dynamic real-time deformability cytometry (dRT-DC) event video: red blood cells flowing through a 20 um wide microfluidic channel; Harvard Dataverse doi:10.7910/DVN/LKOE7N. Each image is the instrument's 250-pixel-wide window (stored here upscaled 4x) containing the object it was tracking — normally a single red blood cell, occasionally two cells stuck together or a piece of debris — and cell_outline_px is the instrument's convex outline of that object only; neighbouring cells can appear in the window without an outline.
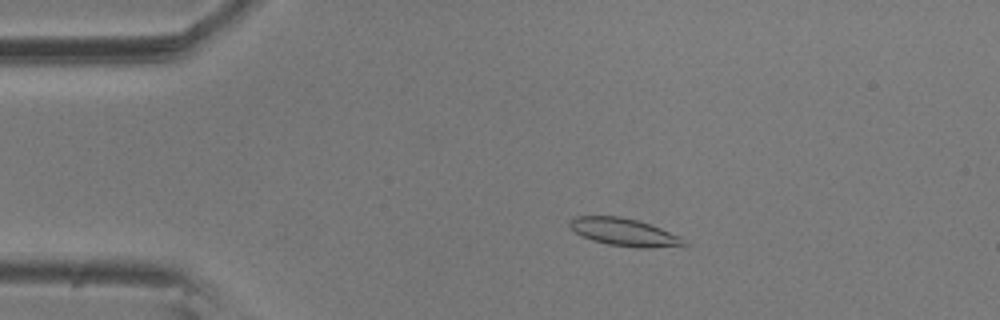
{"species": "common noctule bat (a hibernating species)", "species_latin": "Nyctalus noctula", "temperature_condition": "room temperature", "stored_images_in_passage": 6, "camera_frame_rate_fps": 3000, "um_per_image_px": 0.085, "animal": {"sex": "male", "body_mass_g": 20.5, "forearm_length_mm": 52.5}, "frame": {"image": 1, "passage_image": 4, "time_ms": 1.0, "image_size_px": [1000, 320], "cell_outline_px": [[688, 244], [652, 248], [636, 248], [608, 244], [592, 240], [580, 236], [568, 224], [568, 220], [576, 216], [620, 216], [636, 220], [660, 228], [680, 236]], "centroid_in_image_um": [53.01, 19.73], "position_along_channel_um": 32.0, "area_um2": 18.26}}
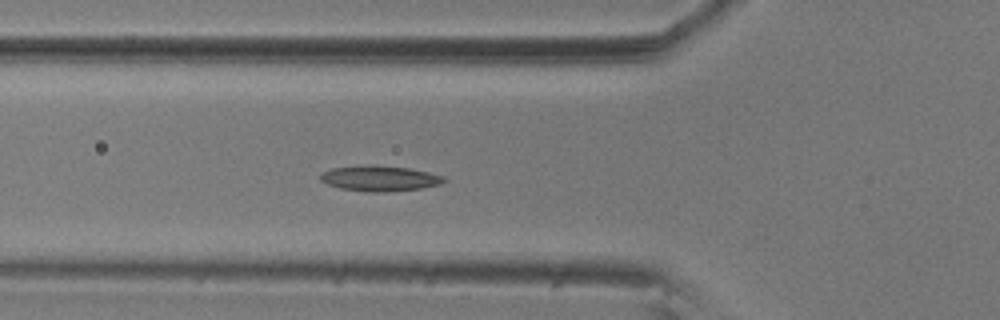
{"frame": {"image": 2, "passage_image": 6, "time_ms": 1.667, "image_size_px": [1000, 320], "cell_outline_px": [[448, 180], [440, 184], [420, 188], [384, 192], [368, 192], [340, 188], [328, 184], [320, 180], [320, 176], [324, 172], [332, 168], [408, 168], [428, 172], [444, 176]], "centroid_in_image_um": [32.34, 15.22], "position_along_channel_um": 93.5, "area_um2": 17.17}}